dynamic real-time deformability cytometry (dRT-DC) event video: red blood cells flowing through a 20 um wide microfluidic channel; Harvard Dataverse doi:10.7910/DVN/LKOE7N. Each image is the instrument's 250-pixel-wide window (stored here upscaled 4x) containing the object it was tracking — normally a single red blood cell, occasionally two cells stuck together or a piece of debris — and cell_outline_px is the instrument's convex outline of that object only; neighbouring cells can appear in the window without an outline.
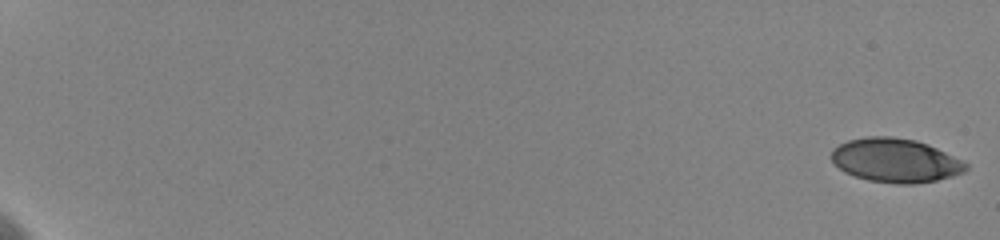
{"species": "human", "species_latin": "Homo sapiens", "temperature_condition": "cold", "stored_images_in_passage": 35, "camera_frame_rate_fps": 3000, "um_per_image_px": 0.085, "donor": {"sex": "female"}, "frame": {"image": 1, "passage_image": 1, "time_ms": 0.0, "image_size_px": [1000, 240], "cell_outline_px": [[968, 168], [964, 172], [952, 176], [936, 180], [912, 184], [896, 184], [868, 180], [844, 172], [832, 160], [832, 148], [848, 140], [868, 136], [892, 136], [916, 140], [928, 144], [968, 164]], "centroid_in_image_um": [76.1, 13.63], "position_along_channel_um": 8.9, "area_um2": 34.22}}
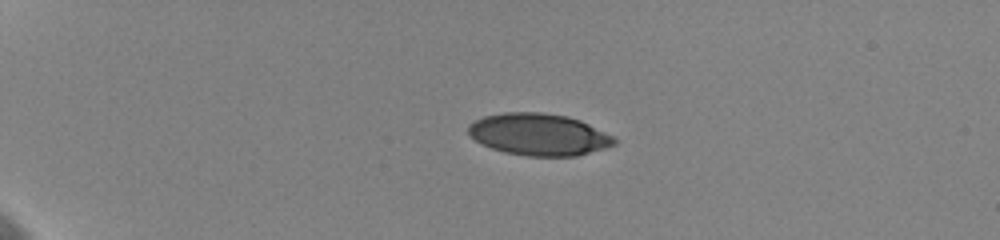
{"frame": {"image": 2, "passage_image": 24, "time_ms": 5.0, "image_size_px": [1000, 240], "cell_outline_px": [[616, 144], [604, 148], [576, 156], [528, 156], [504, 152], [480, 144], [468, 132], [468, 124], [484, 116], [504, 112], [540, 112], [568, 116], [580, 120], [616, 136]], "centroid_in_image_um": [45.82, 11.42], "position_along_channel_um": 39.2, "area_um2": 35.78}}